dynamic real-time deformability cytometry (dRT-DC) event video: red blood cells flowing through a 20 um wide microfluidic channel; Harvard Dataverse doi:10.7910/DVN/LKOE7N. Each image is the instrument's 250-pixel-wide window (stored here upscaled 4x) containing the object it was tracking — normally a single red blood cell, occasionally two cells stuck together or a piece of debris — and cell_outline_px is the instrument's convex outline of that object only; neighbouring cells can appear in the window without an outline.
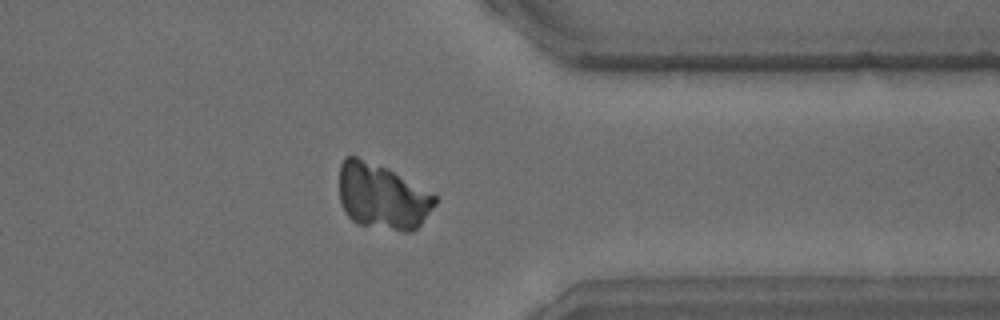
{"species": "common noctule bat (a hibernating species)", "species_latin": "Nyctalus noctula", "temperature_condition": "warm", "stored_images_in_passage": 28, "camera_frame_rate_fps": 3000, "um_per_image_px": 0.085, "animal": {"sex": "male", "body_mass_g": 15.6}, "frame": {"image": 1, "passage_image": 21, "time_ms": 6.667, "image_size_px": [1000, 320], "cell_outline_px": [[436, 204], [420, 224], [412, 232], [404, 232], [356, 224], [344, 212], [340, 200], [340, 164], [344, 156], [356, 156], [384, 168], [392, 172], [436, 196]], "centroid_in_image_um": [32.44, 16.74], "position_along_channel_um": 379.0, "area_um2": 36.01}}
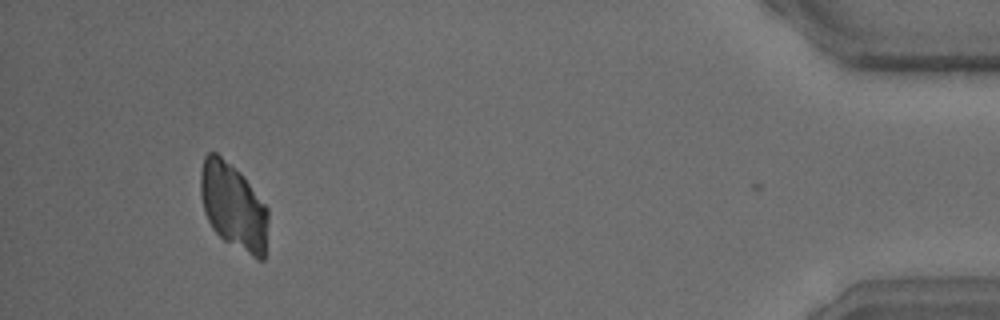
{"frame": {"image": 2, "passage_image": 27, "time_ms": 8.667, "image_size_px": [1000, 320], "cell_outline_px": [[268, 220], [264, 260], [256, 260], [224, 240], [212, 228], [204, 212], [200, 196], [200, 172], [204, 156], [208, 152], [216, 152], [240, 172], [244, 176], [268, 208]], "centroid_in_image_um": [19.83, 17.54], "position_along_channel_um": 415.4, "area_um2": 34.28}}